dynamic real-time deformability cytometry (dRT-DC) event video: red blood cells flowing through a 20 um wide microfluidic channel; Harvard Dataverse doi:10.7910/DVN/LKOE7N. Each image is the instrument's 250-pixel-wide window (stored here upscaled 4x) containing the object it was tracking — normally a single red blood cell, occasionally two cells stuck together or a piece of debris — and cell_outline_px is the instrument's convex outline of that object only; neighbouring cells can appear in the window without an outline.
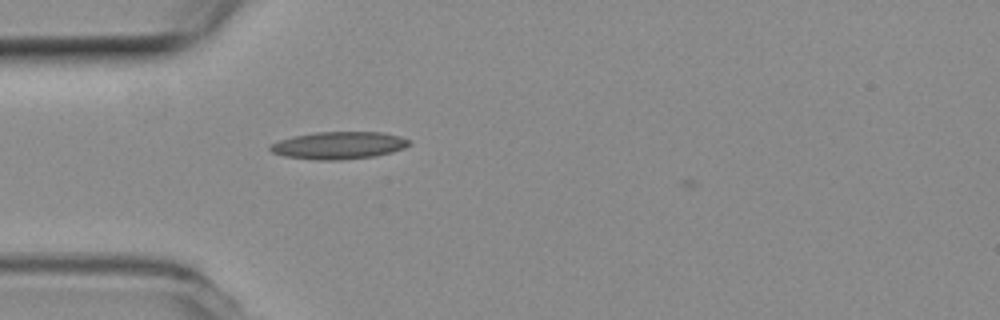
{"species": "common noctule bat (a hibernating species)", "species_latin": "Nyctalus noctula", "temperature_condition": "room temperature", "stored_images_in_passage": 2, "camera_frame_rate_fps": 3000, "um_per_image_px": 0.085, "animal": {"sex": "female", "body_mass_g": 19.3, "forearm_length_mm": 54.1}, "frame": {"image": 1, "passage_image": 1, "time_ms": 0.0, "image_size_px": [1000, 320], "cell_outline_px": [[412, 144], [404, 148], [392, 152], [376, 156], [340, 160], [316, 160], [284, 156], [272, 152], [268, 148], [268, 144], [292, 136], [316, 132], [380, 132], [400, 136], [412, 140]], "centroid_in_image_um": [28.8, 12.36], "position_along_channel_um": 56.2, "area_um2": 22.43}}